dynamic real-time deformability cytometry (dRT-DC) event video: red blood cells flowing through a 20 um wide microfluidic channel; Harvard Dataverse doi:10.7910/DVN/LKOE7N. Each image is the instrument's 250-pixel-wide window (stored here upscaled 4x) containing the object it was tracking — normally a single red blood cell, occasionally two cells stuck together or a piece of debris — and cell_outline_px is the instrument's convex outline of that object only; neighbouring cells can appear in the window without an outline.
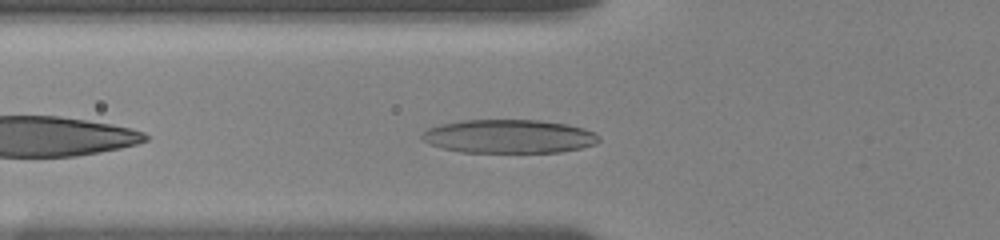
{"species": "human", "species_latin": "Homo sapiens", "temperature_condition": "room temperature", "stored_images_in_passage": 59, "camera_frame_rate_fps": 3000, "um_per_image_px": 0.085, "donor": {"sex": "female"}, "frame": {"image": 1, "passage_image": 6, "time_ms": 1.333, "image_size_px": [1000, 240], "cell_outline_px": [[600, 140], [596, 144], [580, 148], [560, 152], [460, 152], [428, 144], [420, 140], [420, 136], [428, 128], [440, 124], [460, 120], [540, 120], [568, 124], [584, 128], [596, 132], [600, 136]], "centroid_in_image_um": [43.26, 11.59], "position_along_channel_um": 82.5, "area_um2": 34.97}}
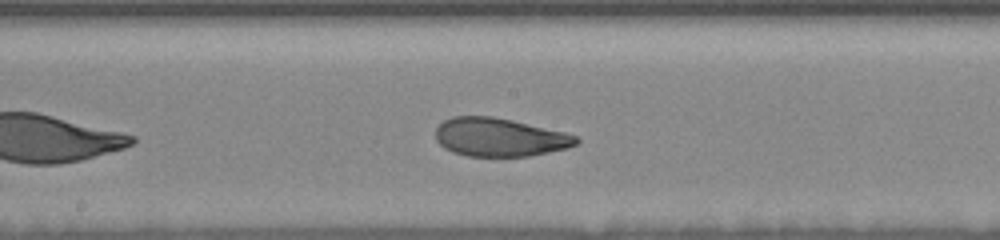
{"frame": {"image": 2, "passage_image": 24, "time_ms": 4.667, "image_size_px": [1000, 240], "cell_outline_px": [[580, 140], [576, 144], [568, 148], [528, 156], [468, 156], [452, 152], [444, 148], [436, 140], [436, 128], [444, 120], [452, 116], [492, 116], [512, 120], [564, 132], [576, 136]], "centroid_in_image_um": [42.44, 11.66], "position_along_channel_um": 205.8, "area_um2": 31.39}}
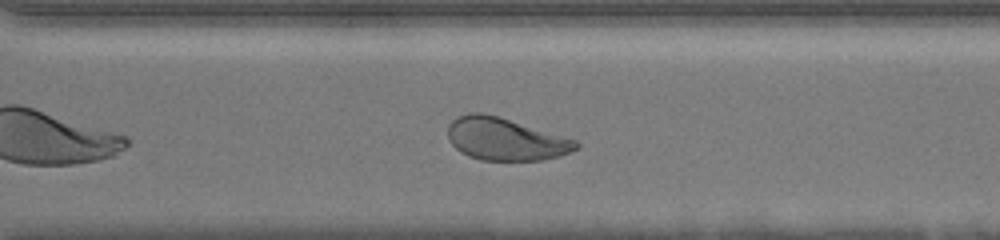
{"frame": {"image": 3, "passage_image": 47, "time_ms": 8.0, "image_size_px": [1000, 240], "cell_outline_px": [[580, 148], [560, 156], [540, 160], [480, 160], [468, 156], [460, 152], [452, 144], [448, 136], [448, 124], [456, 116], [468, 112], [480, 112], [496, 116], [576, 140], [580, 144]], "centroid_in_image_um": [42.93, 11.83], "position_along_channel_um": 327.7, "area_um2": 31.56}, "authors_computed_cell_mechanics": {"area_um2": 32.1368, "velocity_mm_per_s": 3.6729, "shape_relaxation_time_tau1_ms": 3.7436, "shape_relaxation_time_tau2_ms": 1.5548, "deformation_change_tau1": 0.1789, "deformation_change_tau2": 0.0789}}